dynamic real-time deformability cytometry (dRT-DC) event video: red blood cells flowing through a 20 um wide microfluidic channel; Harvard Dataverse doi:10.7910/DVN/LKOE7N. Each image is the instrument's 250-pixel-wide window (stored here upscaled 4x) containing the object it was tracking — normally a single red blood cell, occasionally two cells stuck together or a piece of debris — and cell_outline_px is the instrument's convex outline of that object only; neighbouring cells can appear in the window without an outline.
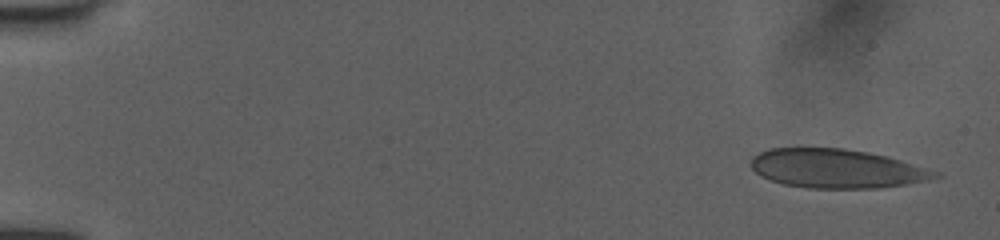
{"species": "human", "species_latin": "Homo sapiens", "temperature_condition": "room temperature", "stored_images_in_passage": 50, "camera_frame_rate_fps": 3000, "um_per_image_px": 0.085, "donor": {"sex": "female"}, "frame": {"image": 1, "passage_image": 1, "time_ms": 0.0, "image_size_px": [1000, 240], "cell_outline_px": [[944, 176], [928, 180], [904, 184], [876, 188], [808, 188], [784, 184], [772, 180], [756, 172], [752, 168], [752, 156], [760, 152], [772, 148], [844, 148], [868, 152], [888, 156], [940, 172]], "centroid_in_image_um": [71.16, 14.32], "position_along_channel_um": 13.8, "area_um2": 41.62}}
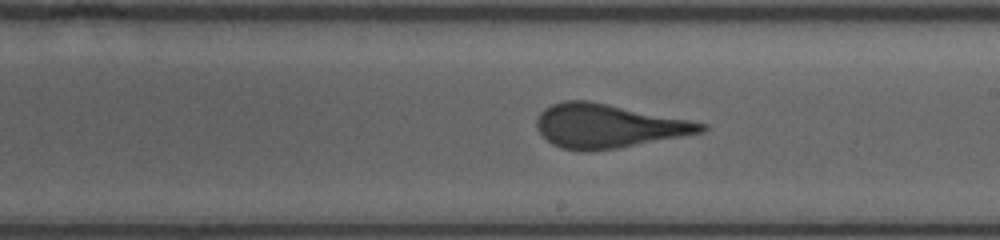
{"frame": {"image": 2, "passage_image": 29, "time_ms": 9.333, "image_size_px": [1000, 240], "cell_outline_px": [[708, 128], [704, 132], [616, 148], [584, 152], [580, 152], [560, 148], [552, 144], [536, 128], [536, 120], [540, 112], [544, 108], [552, 104], [564, 100], [588, 100], [708, 124]], "centroid_in_image_um": [51.64, 10.71], "position_along_channel_um": 237.4, "area_um2": 41.73}}
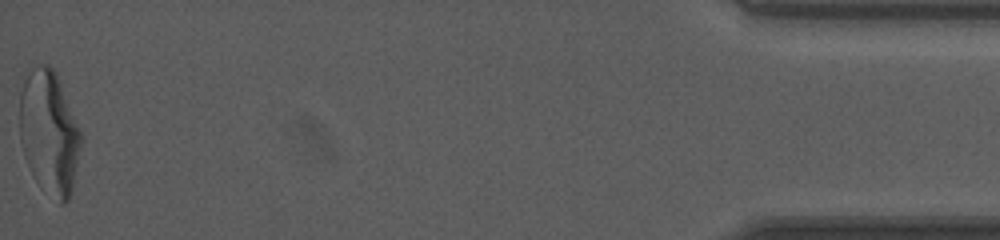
{"frame": {"image": 3, "passage_image": 50, "time_ms": 16.333, "image_size_px": [1000, 240], "cell_outline_px": [[84, 140], [72, 188], [68, 200], [64, 204], [60, 204], [40, 188], [36, 180], [20, 140], [20, 92], [24, 80], [28, 72], [32, 68], [40, 64], [48, 64], [56, 72], [84, 136]], "centroid_in_image_um": [4.23, 11.26], "position_along_channel_um": 431.0, "area_um2": 44.51}, "authors_computed_cell_mechanics": {"area_um2": 42.1362, "velocity_mm_per_s": 3.9932, "shape_relaxation_time_tau1_ms": 7.5096, "shape_relaxation_time_tau2_ms": null, "deformation_change_tau1": 0.2595, "deformation_change_tau2": null}}